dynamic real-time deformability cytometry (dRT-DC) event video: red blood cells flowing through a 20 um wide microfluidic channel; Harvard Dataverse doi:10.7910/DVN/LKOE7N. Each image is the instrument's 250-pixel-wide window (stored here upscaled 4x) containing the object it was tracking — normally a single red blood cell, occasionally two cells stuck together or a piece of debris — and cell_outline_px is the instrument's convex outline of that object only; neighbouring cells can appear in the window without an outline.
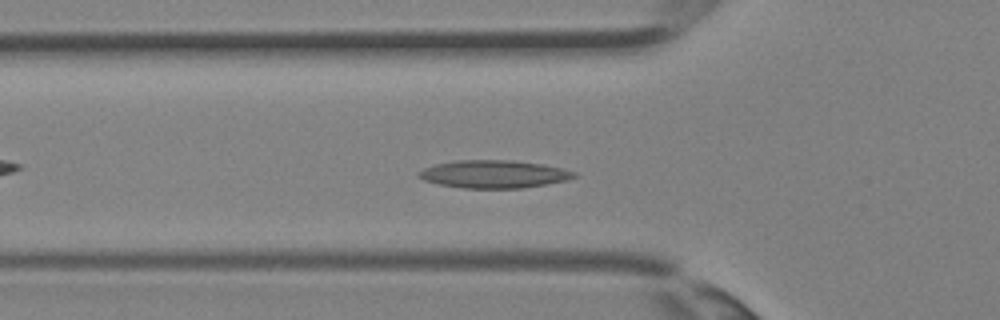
{"species": "Egyptian fruit bat (a non-hibernating species)", "species_latin": "Rousettus aegyptiacus", "temperature_condition": "room temperature", "stored_images_in_passage": 34, "camera_frame_rate_fps": 3000, "um_per_image_px": 0.085, "animal": {"sex": "female"}, "frame": {"image": 1, "passage_image": 11, "time_ms": 3.333, "image_size_px": [1000, 320], "cell_outline_px": [[576, 176], [568, 180], [524, 188], [464, 188], [440, 184], [424, 180], [416, 176], [416, 172], [424, 168], [436, 164], [460, 160], [512, 160], [544, 164], [576, 172]], "centroid_in_image_um": [41.97, 14.8], "position_along_channel_um": 83.8, "area_um2": 25.14}}
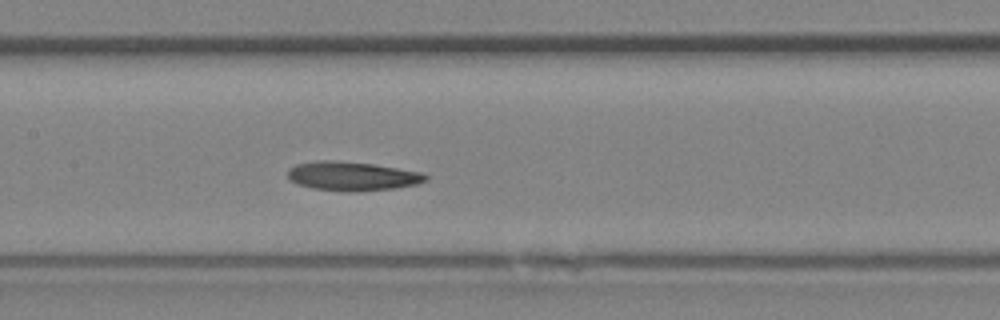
{"frame": {"image": 2, "passage_image": 16, "time_ms": 5.0, "image_size_px": [1000, 320], "cell_outline_px": [[428, 180], [416, 184], [396, 188], [356, 192], [344, 192], [312, 188], [296, 184], [288, 180], [288, 168], [296, 164], [316, 160], [336, 160], [372, 164], [420, 172], [428, 176]], "centroid_in_image_um": [29.88, 14.98], "position_along_channel_um": 177.5, "area_um2": 23.58}}
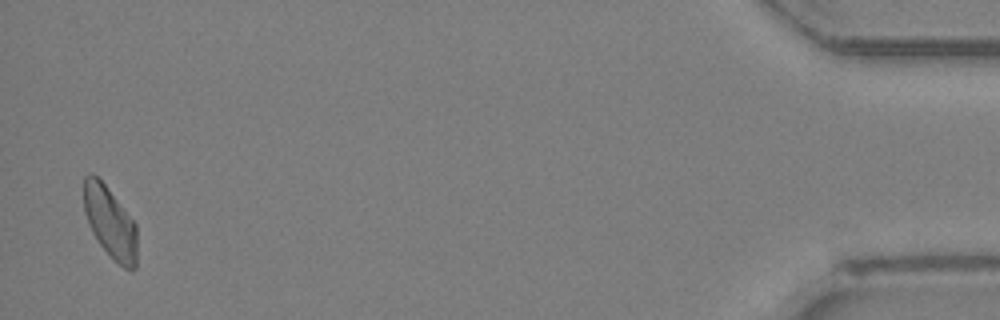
{"frame": {"image": 3, "passage_image": 34, "time_ms": 11.0, "image_size_px": [1000, 320], "cell_outline_px": [[136, 268], [132, 272], [128, 272], [100, 244], [92, 232], [88, 224], [84, 212], [84, 176], [92, 172], [104, 184], [136, 224]], "centroid_in_image_um": [9.35, 18.92], "position_along_channel_um": 425.8, "area_um2": 21.85}}